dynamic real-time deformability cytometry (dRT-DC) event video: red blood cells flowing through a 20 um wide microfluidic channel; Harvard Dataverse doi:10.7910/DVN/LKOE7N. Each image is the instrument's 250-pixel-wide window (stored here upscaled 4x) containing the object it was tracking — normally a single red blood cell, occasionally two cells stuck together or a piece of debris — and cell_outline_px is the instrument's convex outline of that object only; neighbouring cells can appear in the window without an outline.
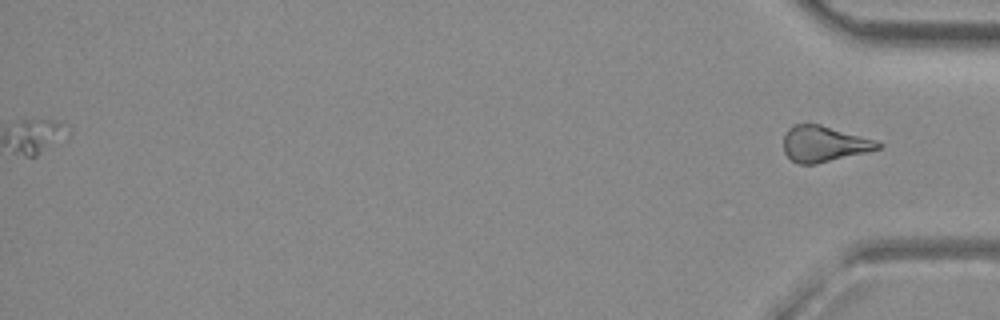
{"species": "common noctule bat (a hibernating species)", "species_latin": "Nyctalus noctula", "temperature_condition": "room temperature", "stored_images_in_passage": 50, "segment_of_instrument_passage": [2, 2], "camera_frame_rate_fps": 3000, "um_per_image_px": 0.085, "animal": {"sex": "female", "body_mass_g": 29.2, "forearm_length_mm": 56.3}, "frame": {"image": 1, "passage_image": 50, "time_ms": 16.333, "image_size_px": [1000, 320], "cell_outline_px": [[884, 144], [880, 148], [868, 152], [816, 164], [800, 164], [792, 160], [784, 152], [784, 136], [788, 128], [792, 124], [820, 124], [880, 140]], "centroid_in_image_um": [70.1, 12.22], "position_along_channel_um": 365.1, "area_um2": 20.06}}